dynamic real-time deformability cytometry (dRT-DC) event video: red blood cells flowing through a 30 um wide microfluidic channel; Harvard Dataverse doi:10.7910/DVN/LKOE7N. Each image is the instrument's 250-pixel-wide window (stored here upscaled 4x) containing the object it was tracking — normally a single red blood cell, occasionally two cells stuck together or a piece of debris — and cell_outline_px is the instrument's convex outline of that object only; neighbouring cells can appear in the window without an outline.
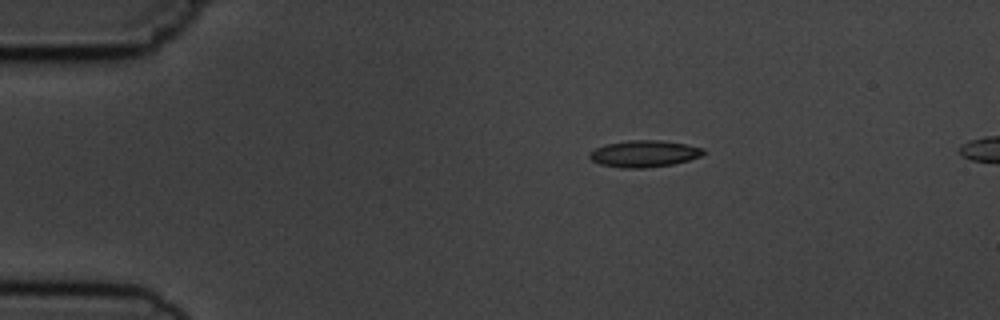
{"species": "common noctule bat (a hibernating species)", "species_latin": "Nyctalus noctula", "temperature_condition": "cold", "stored_images_in_passage": 3, "segment_of_instrument_passage": [1, 2], "camera_frame_rate_fps": 3000, "um_per_image_px": 0.085, "animal": {"sex": "male", "body_mass_g": 19.5, "forearm_length_mm": 54.6}, "frame": {"image": 1, "passage_image": 1, "time_ms": 0.0, "image_size_px": [1000, 320], "cell_outline_px": [[704, 152], [700, 156], [688, 160], [672, 164], [644, 168], [624, 168], [600, 164], [592, 160], [588, 156], [588, 152], [604, 144], [628, 140], [660, 140], [684, 144], [704, 148]], "centroid_in_image_um": [54.71, 13.06], "position_along_channel_um": 30.3, "area_um2": 17.63}}